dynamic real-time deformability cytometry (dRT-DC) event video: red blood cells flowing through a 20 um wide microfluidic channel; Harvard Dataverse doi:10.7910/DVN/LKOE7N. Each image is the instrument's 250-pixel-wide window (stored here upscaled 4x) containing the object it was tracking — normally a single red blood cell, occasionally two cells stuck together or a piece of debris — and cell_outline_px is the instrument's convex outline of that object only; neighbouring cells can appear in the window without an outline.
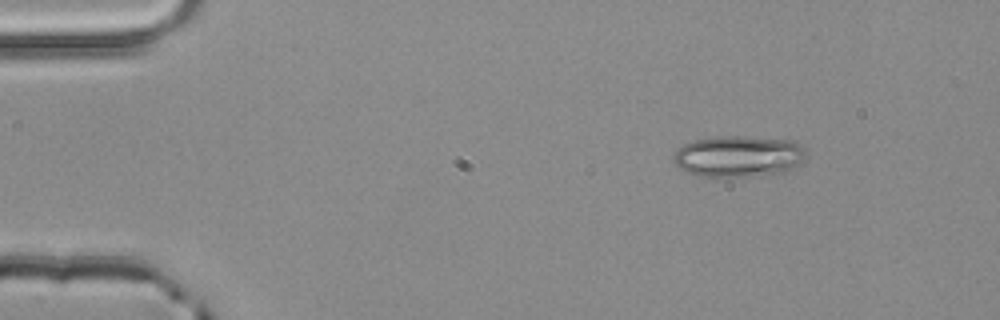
{"species": "common noctule bat (a hibernating species)", "species_latin": "Nyctalus noctula", "temperature_condition": "room temperature", "stored_images_in_passage": 3, "camera_frame_rate_fps": 3000, "um_per_image_px": 0.085, "animal": {"sex": "male", "body_mass_g": 20.4}, "frame": {"image": 1, "passage_image": 1, "time_ms": 0.0, "image_size_px": [1000, 320], "cell_outline_px": [[808, 152], [792, 168], [784, 172], [752, 176], [700, 176], [688, 172], [680, 168], [672, 160], [672, 156], [684, 144], [696, 140], [716, 136], [748, 136], [796, 140], [804, 144]], "centroid_in_image_um": [62.82, 13.26], "position_along_channel_um": 22.2, "area_um2": 32.02}}